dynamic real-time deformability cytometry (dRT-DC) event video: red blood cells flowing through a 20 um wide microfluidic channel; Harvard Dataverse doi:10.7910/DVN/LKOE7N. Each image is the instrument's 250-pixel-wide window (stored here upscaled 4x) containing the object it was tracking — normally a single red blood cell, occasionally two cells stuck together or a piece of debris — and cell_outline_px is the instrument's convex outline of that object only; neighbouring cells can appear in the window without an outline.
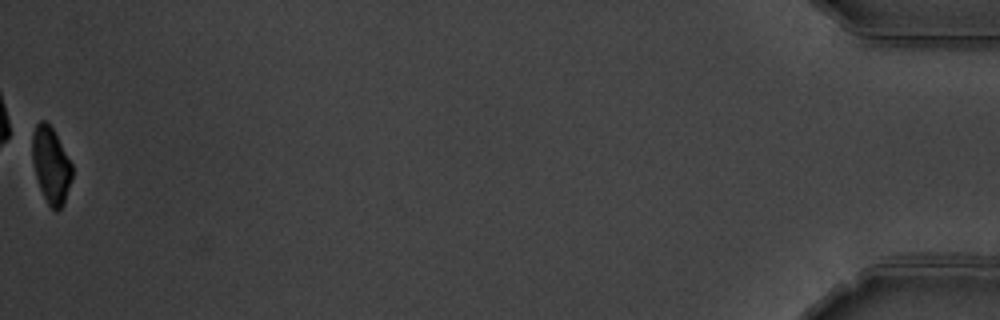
{"species": "common noctule bat (a hibernating species)", "species_latin": "Nyctalus noctula", "temperature_condition": "warm", "stored_images_in_passage": 55, "camera_frame_rate_fps": 3000, "um_per_image_px": 0.085, "animal": {"sex": "male", "body_mass_g": 19.5, "forearm_length_mm": 54.6}, "frame": {"image": 1, "passage_image": 55, "time_ms": 18.0, "image_size_px": [1000, 320], "cell_outline_px": [[72, 180], [64, 204], [56, 212], [48, 204], [40, 188], [36, 176], [32, 160], [32, 132], [36, 124], [40, 120], [44, 120], [52, 128], [72, 164]], "centroid_in_image_um": [4.33, 14.05], "position_along_channel_um": 430.9, "area_um2": 17.63}, "authors_computed_cell_mechanics": {"area_um2": 19.7676, "velocity_mm_per_s": 3.6094, "shape_relaxation_time_tau1_ms": 4.0218, "shape_relaxation_time_tau2_ms": 4.9622, "deformation_change_tau1": 0.131, "deformation_change_tau2": 0.0854}}